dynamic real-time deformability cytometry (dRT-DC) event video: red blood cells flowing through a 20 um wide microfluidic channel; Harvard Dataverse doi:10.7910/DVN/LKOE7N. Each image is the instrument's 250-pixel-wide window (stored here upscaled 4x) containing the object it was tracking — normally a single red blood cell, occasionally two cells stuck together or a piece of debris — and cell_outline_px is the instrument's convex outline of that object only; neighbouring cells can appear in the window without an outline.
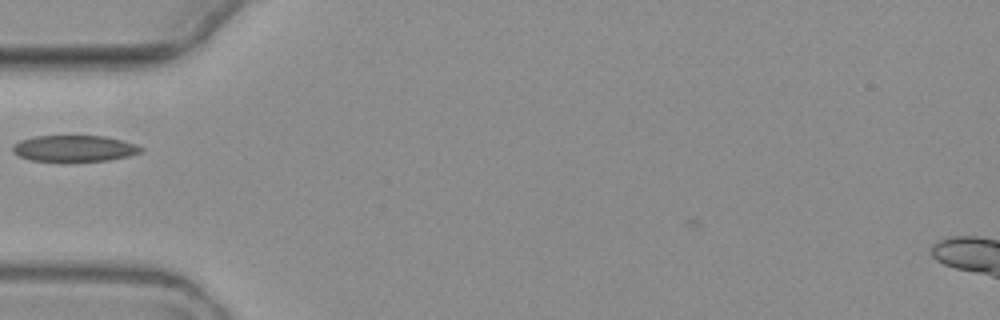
{"species": "common noctule bat (a hibernating species)", "species_latin": "Nyctalus noctula", "temperature_condition": "warm", "stored_images_in_passage": 1, "camera_frame_rate_fps": 3000, "um_per_image_px": 0.085, "animal": {"sex": "female", "body_mass_g": 19.3, "forearm_length_mm": 54.1}, "frame": {"image": 1, "passage_image": 1, "time_ms": 0.0, "image_size_px": [1000, 320], "cell_outline_px": [[144, 152], [128, 156], [108, 160], [60, 164], [32, 160], [20, 156], [12, 152], [12, 148], [20, 140], [36, 136], [104, 136], [136, 144], [144, 148]], "centroid_in_image_um": [6.32, 12.66], "position_along_channel_um": 78.7, "area_um2": 20.29}}